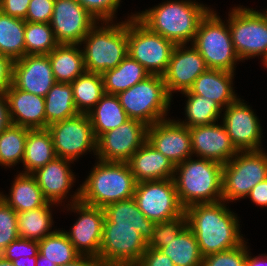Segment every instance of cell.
Segmentation results:
<instances>
[{"label":"cell","instance_id":"obj_1","mask_svg":"<svg viewBox=\"0 0 267 266\" xmlns=\"http://www.w3.org/2000/svg\"><path fill=\"white\" fill-rule=\"evenodd\" d=\"M187 226L196 236L202 257L239 246V220L226 206L225 201L194 204L185 209Z\"/></svg>","mask_w":267,"mask_h":266},{"label":"cell","instance_id":"obj_2","mask_svg":"<svg viewBox=\"0 0 267 266\" xmlns=\"http://www.w3.org/2000/svg\"><path fill=\"white\" fill-rule=\"evenodd\" d=\"M209 10L195 1L170 0L134 15L175 45H187L189 41L193 43L200 21Z\"/></svg>","mask_w":267,"mask_h":266},{"label":"cell","instance_id":"obj_3","mask_svg":"<svg viewBox=\"0 0 267 266\" xmlns=\"http://www.w3.org/2000/svg\"><path fill=\"white\" fill-rule=\"evenodd\" d=\"M222 171L223 164L204 158L189 157L175 165L173 180L181 206L222 201Z\"/></svg>","mask_w":267,"mask_h":266},{"label":"cell","instance_id":"obj_4","mask_svg":"<svg viewBox=\"0 0 267 266\" xmlns=\"http://www.w3.org/2000/svg\"><path fill=\"white\" fill-rule=\"evenodd\" d=\"M80 185V201L104 208L109 204L134 197L137 182L128 162L99 160Z\"/></svg>","mask_w":267,"mask_h":266},{"label":"cell","instance_id":"obj_5","mask_svg":"<svg viewBox=\"0 0 267 266\" xmlns=\"http://www.w3.org/2000/svg\"><path fill=\"white\" fill-rule=\"evenodd\" d=\"M104 23L101 27L96 24L81 42L86 44L82 53L87 72L102 74L117 67L128 55L127 21Z\"/></svg>","mask_w":267,"mask_h":266},{"label":"cell","instance_id":"obj_6","mask_svg":"<svg viewBox=\"0 0 267 266\" xmlns=\"http://www.w3.org/2000/svg\"><path fill=\"white\" fill-rule=\"evenodd\" d=\"M117 96L129 119L141 121L147 126L167 119L171 97L163 76L149 75Z\"/></svg>","mask_w":267,"mask_h":266},{"label":"cell","instance_id":"obj_7","mask_svg":"<svg viewBox=\"0 0 267 266\" xmlns=\"http://www.w3.org/2000/svg\"><path fill=\"white\" fill-rule=\"evenodd\" d=\"M209 10L198 26L193 46L204 58L208 69L234 72L238 58L231 40L228 22Z\"/></svg>","mask_w":267,"mask_h":266},{"label":"cell","instance_id":"obj_8","mask_svg":"<svg viewBox=\"0 0 267 266\" xmlns=\"http://www.w3.org/2000/svg\"><path fill=\"white\" fill-rule=\"evenodd\" d=\"M155 226H115L103 223L99 261L101 265L137 263L153 236Z\"/></svg>","mask_w":267,"mask_h":266},{"label":"cell","instance_id":"obj_9","mask_svg":"<svg viewBox=\"0 0 267 266\" xmlns=\"http://www.w3.org/2000/svg\"><path fill=\"white\" fill-rule=\"evenodd\" d=\"M127 19L128 55L150 75L163 76L175 44L151 31L134 14Z\"/></svg>","mask_w":267,"mask_h":266},{"label":"cell","instance_id":"obj_10","mask_svg":"<svg viewBox=\"0 0 267 266\" xmlns=\"http://www.w3.org/2000/svg\"><path fill=\"white\" fill-rule=\"evenodd\" d=\"M267 179V153L260 150L239 151L223 164L222 200L246 198L260 182Z\"/></svg>","mask_w":267,"mask_h":266},{"label":"cell","instance_id":"obj_11","mask_svg":"<svg viewBox=\"0 0 267 266\" xmlns=\"http://www.w3.org/2000/svg\"><path fill=\"white\" fill-rule=\"evenodd\" d=\"M263 12L241 6L229 13L231 40L240 61L267 54V15Z\"/></svg>","mask_w":267,"mask_h":266},{"label":"cell","instance_id":"obj_12","mask_svg":"<svg viewBox=\"0 0 267 266\" xmlns=\"http://www.w3.org/2000/svg\"><path fill=\"white\" fill-rule=\"evenodd\" d=\"M133 198L139 210L155 223L175 218L185 211L173 178L139 182Z\"/></svg>","mask_w":267,"mask_h":266},{"label":"cell","instance_id":"obj_13","mask_svg":"<svg viewBox=\"0 0 267 266\" xmlns=\"http://www.w3.org/2000/svg\"><path fill=\"white\" fill-rule=\"evenodd\" d=\"M51 133L55 154L70 161L87 151L96 155V138L87 114L55 122L47 127Z\"/></svg>","mask_w":267,"mask_h":266},{"label":"cell","instance_id":"obj_14","mask_svg":"<svg viewBox=\"0 0 267 266\" xmlns=\"http://www.w3.org/2000/svg\"><path fill=\"white\" fill-rule=\"evenodd\" d=\"M147 125L129 119L119 127L96 139V156L105 162H128L137 149L147 141Z\"/></svg>","mask_w":267,"mask_h":266},{"label":"cell","instance_id":"obj_15","mask_svg":"<svg viewBox=\"0 0 267 266\" xmlns=\"http://www.w3.org/2000/svg\"><path fill=\"white\" fill-rule=\"evenodd\" d=\"M72 199L70 208L74 212H79L80 216L72 226V230L65 231V233L81 255L93 256L99 259L105 219L104 210L80 201V188H78Z\"/></svg>","mask_w":267,"mask_h":266},{"label":"cell","instance_id":"obj_16","mask_svg":"<svg viewBox=\"0 0 267 266\" xmlns=\"http://www.w3.org/2000/svg\"><path fill=\"white\" fill-rule=\"evenodd\" d=\"M99 22L77 0H55L50 26L59 44H80Z\"/></svg>","mask_w":267,"mask_h":266},{"label":"cell","instance_id":"obj_17","mask_svg":"<svg viewBox=\"0 0 267 266\" xmlns=\"http://www.w3.org/2000/svg\"><path fill=\"white\" fill-rule=\"evenodd\" d=\"M241 99L225 109L222 124L238 151L260 150L261 126L253 110Z\"/></svg>","mask_w":267,"mask_h":266},{"label":"cell","instance_id":"obj_18","mask_svg":"<svg viewBox=\"0 0 267 266\" xmlns=\"http://www.w3.org/2000/svg\"><path fill=\"white\" fill-rule=\"evenodd\" d=\"M147 141L174 165L193 155L189 128L175 120H161L147 127Z\"/></svg>","mask_w":267,"mask_h":266},{"label":"cell","instance_id":"obj_19","mask_svg":"<svg viewBox=\"0 0 267 266\" xmlns=\"http://www.w3.org/2000/svg\"><path fill=\"white\" fill-rule=\"evenodd\" d=\"M191 46V48H187L186 44L175 46L163 75L166 90L171 98L172 92L188 91L196 78L208 69L204 58L193 44Z\"/></svg>","mask_w":267,"mask_h":266},{"label":"cell","instance_id":"obj_20","mask_svg":"<svg viewBox=\"0 0 267 266\" xmlns=\"http://www.w3.org/2000/svg\"><path fill=\"white\" fill-rule=\"evenodd\" d=\"M55 83L48 55H25L14 61L12 84L16 88L45 97Z\"/></svg>","mask_w":267,"mask_h":266},{"label":"cell","instance_id":"obj_21","mask_svg":"<svg viewBox=\"0 0 267 266\" xmlns=\"http://www.w3.org/2000/svg\"><path fill=\"white\" fill-rule=\"evenodd\" d=\"M192 153L199 158L226 164L239 151L232 144L224 125L193 126L189 128Z\"/></svg>","mask_w":267,"mask_h":266},{"label":"cell","instance_id":"obj_22","mask_svg":"<svg viewBox=\"0 0 267 266\" xmlns=\"http://www.w3.org/2000/svg\"><path fill=\"white\" fill-rule=\"evenodd\" d=\"M10 122L29 129H45V98L16 88L6 91Z\"/></svg>","mask_w":267,"mask_h":266},{"label":"cell","instance_id":"obj_23","mask_svg":"<svg viewBox=\"0 0 267 266\" xmlns=\"http://www.w3.org/2000/svg\"><path fill=\"white\" fill-rule=\"evenodd\" d=\"M70 162L72 163L70 160L56 157L32 173L48 202L60 204L74 185L75 175L69 168Z\"/></svg>","mask_w":267,"mask_h":266},{"label":"cell","instance_id":"obj_24","mask_svg":"<svg viewBox=\"0 0 267 266\" xmlns=\"http://www.w3.org/2000/svg\"><path fill=\"white\" fill-rule=\"evenodd\" d=\"M128 164L137 183L174 177L175 165L148 141L135 151Z\"/></svg>","mask_w":267,"mask_h":266},{"label":"cell","instance_id":"obj_25","mask_svg":"<svg viewBox=\"0 0 267 266\" xmlns=\"http://www.w3.org/2000/svg\"><path fill=\"white\" fill-rule=\"evenodd\" d=\"M233 78L234 72L207 69L196 78L191 88L182 94H195L210 98L224 109L238 99L232 87Z\"/></svg>","mask_w":267,"mask_h":266},{"label":"cell","instance_id":"obj_26","mask_svg":"<svg viewBox=\"0 0 267 266\" xmlns=\"http://www.w3.org/2000/svg\"><path fill=\"white\" fill-rule=\"evenodd\" d=\"M10 196L0 193L2 199L15 212H25L44 206L48 201L32 174L19 173L13 181Z\"/></svg>","mask_w":267,"mask_h":266},{"label":"cell","instance_id":"obj_27","mask_svg":"<svg viewBox=\"0 0 267 266\" xmlns=\"http://www.w3.org/2000/svg\"><path fill=\"white\" fill-rule=\"evenodd\" d=\"M78 44H59L49 54L56 82L71 83L85 70L82 50Z\"/></svg>","mask_w":267,"mask_h":266},{"label":"cell","instance_id":"obj_28","mask_svg":"<svg viewBox=\"0 0 267 266\" xmlns=\"http://www.w3.org/2000/svg\"><path fill=\"white\" fill-rule=\"evenodd\" d=\"M51 133L45 129H29L23 165L25 174H32L56 158Z\"/></svg>","mask_w":267,"mask_h":266},{"label":"cell","instance_id":"obj_29","mask_svg":"<svg viewBox=\"0 0 267 266\" xmlns=\"http://www.w3.org/2000/svg\"><path fill=\"white\" fill-rule=\"evenodd\" d=\"M87 115L96 139L101 134L115 129L129 120L127 113L120 104L118 96L106 93Z\"/></svg>","mask_w":267,"mask_h":266},{"label":"cell","instance_id":"obj_30","mask_svg":"<svg viewBox=\"0 0 267 266\" xmlns=\"http://www.w3.org/2000/svg\"><path fill=\"white\" fill-rule=\"evenodd\" d=\"M101 75L104 92L117 95L144 80L150 74L139 62L127 55L117 67L106 70Z\"/></svg>","mask_w":267,"mask_h":266},{"label":"cell","instance_id":"obj_31","mask_svg":"<svg viewBox=\"0 0 267 266\" xmlns=\"http://www.w3.org/2000/svg\"><path fill=\"white\" fill-rule=\"evenodd\" d=\"M175 266H202L203 257L193 231L186 226L175 238L160 249Z\"/></svg>","mask_w":267,"mask_h":266},{"label":"cell","instance_id":"obj_32","mask_svg":"<svg viewBox=\"0 0 267 266\" xmlns=\"http://www.w3.org/2000/svg\"><path fill=\"white\" fill-rule=\"evenodd\" d=\"M44 98L46 128L55 122L63 121L79 114L70 83L56 82Z\"/></svg>","mask_w":267,"mask_h":266},{"label":"cell","instance_id":"obj_33","mask_svg":"<svg viewBox=\"0 0 267 266\" xmlns=\"http://www.w3.org/2000/svg\"><path fill=\"white\" fill-rule=\"evenodd\" d=\"M52 204L56 205L52 202H47L40 208L17 213L19 238L40 241L56 231L48 232L53 224L50 211Z\"/></svg>","mask_w":267,"mask_h":266},{"label":"cell","instance_id":"obj_34","mask_svg":"<svg viewBox=\"0 0 267 266\" xmlns=\"http://www.w3.org/2000/svg\"><path fill=\"white\" fill-rule=\"evenodd\" d=\"M70 84L76 109L80 114L90 112L105 94L100 73L85 71Z\"/></svg>","mask_w":267,"mask_h":266},{"label":"cell","instance_id":"obj_35","mask_svg":"<svg viewBox=\"0 0 267 266\" xmlns=\"http://www.w3.org/2000/svg\"><path fill=\"white\" fill-rule=\"evenodd\" d=\"M25 22L0 11V54L13 61L25 56Z\"/></svg>","mask_w":267,"mask_h":266},{"label":"cell","instance_id":"obj_36","mask_svg":"<svg viewBox=\"0 0 267 266\" xmlns=\"http://www.w3.org/2000/svg\"><path fill=\"white\" fill-rule=\"evenodd\" d=\"M39 253L57 266L67 265L81 256L63 230H56L38 241Z\"/></svg>","mask_w":267,"mask_h":266},{"label":"cell","instance_id":"obj_37","mask_svg":"<svg viewBox=\"0 0 267 266\" xmlns=\"http://www.w3.org/2000/svg\"><path fill=\"white\" fill-rule=\"evenodd\" d=\"M29 128L10 123L0 133V164L1 166H14L23 162L25 145Z\"/></svg>","mask_w":267,"mask_h":266},{"label":"cell","instance_id":"obj_38","mask_svg":"<svg viewBox=\"0 0 267 266\" xmlns=\"http://www.w3.org/2000/svg\"><path fill=\"white\" fill-rule=\"evenodd\" d=\"M186 101L185 115L187 121L178 122L188 128L200 125H210L218 122L222 107L212 99L195 94H185Z\"/></svg>","mask_w":267,"mask_h":266},{"label":"cell","instance_id":"obj_39","mask_svg":"<svg viewBox=\"0 0 267 266\" xmlns=\"http://www.w3.org/2000/svg\"><path fill=\"white\" fill-rule=\"evenodd\" d=\"M105 218L115 226H155L139 210L134 198L118 201L103 208Z\"/></svg>","mask_w":267,"mask_h":266},{"label":"cell","instance_id":"obj_40","mask_svg":"<svg viewBox=\"0 0 267 266\" xmlns=\"http://www.w3.org/2000/svg\"><path fill=\"white\" fill-rule=\"evenodd\" d=\"M58 45L50 23L25 22V55H48Z\"/></svg>","mask_w":267,"mask_h":266},{"label":"cell","instance_id":"obj_41","mask_svg":"<svg viewBox=\"0 0 267 266\" xmlns=\"http://www.w3.org/2000/svg\"><path fill=\"white\" fill-rule=\"evenodd\" d=\"M187 226L185 211L175 218L156 223L153 236L147 243L148 248L160 250L165 247V242L175 238Z\"/></svg>","mask_w":267,"mask_h":266},{"label":"cell","instance_id":"obj_42","mask_svg":"<svg viewBox=\"0 0 267 266\" xmlns=\"http://www.w3.org/2000/svg\"><path fill=\"white\" fill-rule=\"evenodd\" d=\"M18 238L17 212L0 199V253Z\"/></svg>","mask_w":267,"mask_h":266},{"label":"cell","instance_id":"obj_43","mask_svg":"<svg viewBox=\"0 0 267 266\" xmlns=\"http://www.w3.org/2000/svg\"><path fill=\"white\" fill-rule=\"evenodd\" d=\"M247 249L243 241L235 248L203 257L202 266H245Z\"/></svg>","mask_w":267,"mask_h":266},{"label":"cell","instance_id":"obj_44","mask_svg":"<svg viewBox=\"0 0 267 266\" xmlns=\"http://www.w3.org/2000/svg\"><path fill=\"white\" fill-rule=\"evenodd\" d=\"M97 21L111 22L121 0H77Z\"/></svg>","mask_w":267,"mask_h":266},{"label":"cell","instance_id":"obj_45","mask_svg":"<svg viewBox=\"0 0 267 266\" xmlns=\"http://www.w3.org/2000/svg\"><path fill=\"white\" fill-rule=\"evenodd\" d=\"M38 253V241L18 238L17 240L12 241L0 255L12 262L19 257L38 256Z\"/></svg>","mask_w":267,"mask_h":266},{"label":"cell","instance_id":"obj_46","mask_svg":"<svg viewBox=\"0 0 267 266\" xmlns=\"http://www.w3.org/2000/svg\"><path fill=\"white\" fill-rule=\"evenodd\" d=\"M55 0H31L25 21L32 23H50Z\"/></svg>","mask_w":267,"mask_h":266},{"label":"cell","instance_id":"obj_47","mask_svg":"<svg viewBox=\"0 0 267 266\" xmlns=\"http://www.w3.org/2000/svg\"><path fill=\"white\" fill-rule=\"evenodd\" d=\"M137 263L139 266H175L161 250L148 247Z\"/></svg>","mask_w":267,"mask_h":266},{"label":"cell","instance_id":"obj_48","mask_svg":"<svg viewBox=\"0 0 267 266\" xmlns=\"http://www.w3.org/2000/svg\"><path fill=\"white\" fill-rule=\"evenodd\" d=\"M31 0H0V11L11 17L26 19Z\"/></svg>","mask_w":267,"mask_h":266},{"label":"cell","instance_id":"obj_49","mask_svg":"<svg viewBox=\"0 0 267 266\" xmlns=\"http://www.w3.org/2000/svg\"><path fill=\"white\" fill-rule=\"evenodd\" d=\"M13 63L10 57L0 54V95L12 85Z\"/></svg>","mask_w":267,"mask_h":266},{"label":"cell","instance_id":"obj_50","mask_svg":"<svg viewBox=\"0 0 267 266\" xmlns=\"http://www.w3.org/2000/svg\"><path fill=\"white\" fill-rule=\"evenodd\" d=\"M258 206L267 207V179L258 183L247 195Z\"/></svg>","mask_w":267,"mask_h":266},{"label":"cell","instance_id":"obj_51","mask_svg":"<svg viewBox=\"0 0 267 266\" xmlns=\"http://www.w3.org/2000/svg\"><path fill=\"white\" fill-rule=\"evenodd\" d=\"M8 100L6 94L0 95V133L10 124Z\"/></svg>","mask_w":267,"mask_h":266},{"label":"cell","instance_id":"obj_52","mask_svg":"<svg viewBox=\"0 0 267 266\" xmlns=\"http://www.w3.org/2000/svg\"><path fill=\"white\" fill-rule=\"evenodd\" d=\"M63 266H101L98 258L93 256L81 255L71 263Z\"/></svg>","mask_w":267,"mask_h":266},{"label":"cell","instance_id":"obj_53","mask_svg":"<svg viewBox=\"0 0 267 266\" xmlns=\"http://www.w3.org/2000/svg\"><path fill=\"white\" fill-rule=\"evenodd\" d=\"M245 266H267V254H261V256L252 257L249 256V252H247Z\"/></svg>","mask_w":267,"mask_h":266},{"label":"cell","instance_id":"obj_54","mask_svg":"<svg viewBox=\"0 0 267 266\" xmlns=\"http://www.w3.org/2000/svg\"><path fill=\"white\" fill-rule=\"evenodd\" d=\"M37 260V256H26V257H19L16 260H13V264L15 266H35Z\"/></svg>","mask_w":267,"mask_h":266},{"label":"cell","instance_id":"obj_55","mask_svg":"<svg viewBox=\"0 0 267 266\" xmlns=\"http://www.w3.org/2000/svg\"><path fill=\"white\" fill-rule=\"evenodd\" d=\"M35 266H57V265L54 262L46 260L45 256H42L40 253H38Z\"/></svg>","mask_w":267,"mask_h":266},{"label":"cell","instance_id":"obj_56","mask_svg":"<svg viewBox=\"0 0 267 266\" xmlns=\"http://www.w3.org/2000/svg\"><path fill=\"white\" fill-rule=\"evenodd\" d=\"M0 266H15L13 262L5 259L3 256L0 255Z\"/></svg>","mask_w":267,"mask_h":266},{"label":"cell","instance_id":"obj_57","mask_svg":"<svg viewBox=\"0 0 267 266\" xmlns=\"http://www.w3.org/2000/svg\"><path fill=\"white\" fill-rule=\"evenodd\" d=\"M101 266H139L138 263H114L108 265H101Z\"/></svg>","mask_w":267,"mask_h":266},{"label":"cell","instance_id":"obj_58","mask_svg":"<svg viewBox=\"0 0 267 266\" xmlns=\"http://www.w3.org/2000/svg\"><path fill=\"white\" fill-rule=\"evenodd\" d=\"M262 59H263V64H265L264 66H266L267 68V54Z\"/></svg>","mask_w":267,"mask_h":266}]
</instances>
